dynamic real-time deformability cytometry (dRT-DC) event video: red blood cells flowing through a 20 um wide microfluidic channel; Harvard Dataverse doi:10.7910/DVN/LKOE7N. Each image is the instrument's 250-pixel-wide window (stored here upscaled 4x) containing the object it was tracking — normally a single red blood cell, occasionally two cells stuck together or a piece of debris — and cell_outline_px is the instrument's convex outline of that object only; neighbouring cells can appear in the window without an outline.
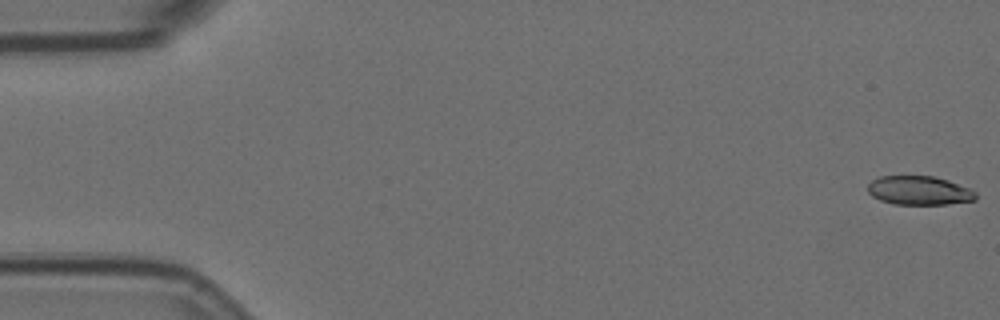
{"species": "Egyptian fruit bat (a non-hibernating species)", "species_latin": "Rousettus aegyptiacus", "temperature_condition": "room temperature", "stored_images_in_passage": 8, "camera_frame_rate_fps": 3000, "um_per_image_px": 0.085, "animal": {"sex": "female"}, "frame": {"image": 1, "passage_image": 1, "time_ms": 0.0, "image_size_px": [1000, 320], "cell_outline_px": [[976, 200], [948, 204], [892, 204], [880, 200], [872, 196], [868, 192], [868, 184], [872, 180], [880, 176], [932, 176], [948, 180], [968, 188], [976, 192]], "centroid_in_image_um": [78.11, 16.19], "position_along_channel_um": 6.9, "area_um2": 18.15}}
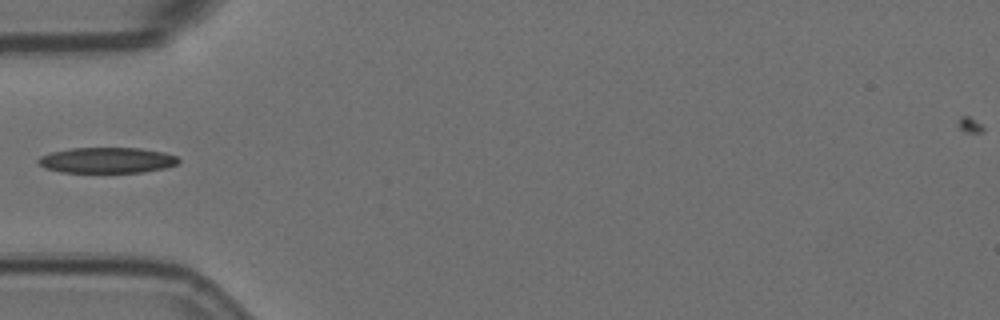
{"frame": {"image": 2, "passage_image": 6, "time_ms": 1.667, "image_size_px": [1000, 320], "cell_outline_px": [[180, 160], [176, 164], [164, 168], [144, 172], [60, 172], [44, 168], [36, 160], [40, 156], [52, 152], [72, 148], [140, 148], [164, 152], [176, 156]], "centroid_in_image_um": [9.08, 13.62], "position_along_channel_um": 75.9, "area_um2": 20.92}}
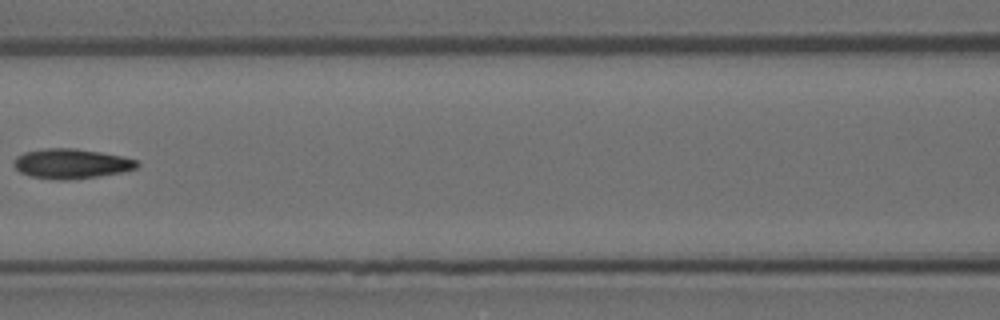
{"frame": {"image": 3, "passage_image": 8, "time_ms": 2.333, "image_size_px": [1000, 320], "cell_outline_px": [[140, 164], [136, 168], [120, 172], [72, 180], [56, 180], [32, 176], [20, 172], [12, 164], [16, 156], [24, 152], [44, 148], [76, 148], [100, 152], [120, 156], [136, 160]], "centroid_in_image_um": [6.02, 13.91], "position_along_channel_um": 160.6, "area_um2": 21.33}}